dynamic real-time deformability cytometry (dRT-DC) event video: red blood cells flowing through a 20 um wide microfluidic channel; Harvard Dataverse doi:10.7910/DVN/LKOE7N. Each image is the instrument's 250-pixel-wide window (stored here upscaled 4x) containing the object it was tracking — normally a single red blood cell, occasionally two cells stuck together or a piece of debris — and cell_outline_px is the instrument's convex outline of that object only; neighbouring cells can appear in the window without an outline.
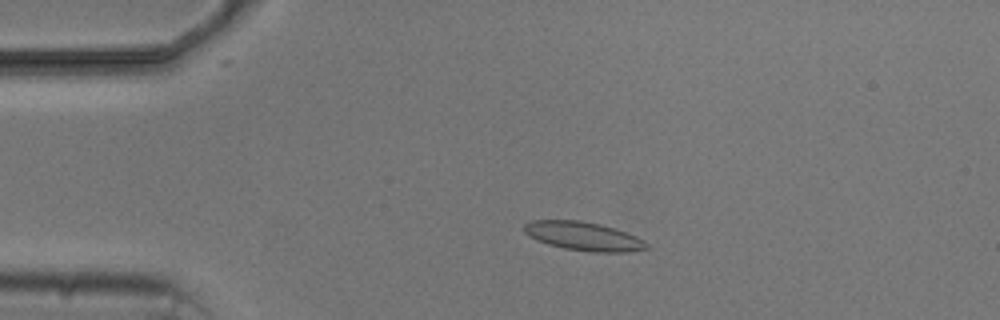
{"species": "common noctule bat (a hibernating species)", "species_latin": "Nyctalus noctula", "temperature_condition": "cold", "stored_images_in_passage": 3, "camera_frame_rate_fps": 3000, "um_per_image_px": 0.085, "animal": {"sex": "male", "body_mass_g": 20.5, "forearm_length_mm": 52.5}, "frame": {"image": 1, "passage_image": 3, "time_ms": 2.333, "image_size_px": [1000, 320], "cell_outline_px": [[652, 248], [628, 252], [592, 252], [564, 248], [548, 244], [536, 240], [528, 236], [524, 232], [524, 224], [532, 220], [580, 220], [600, 224], [636, 236], [644, 240]], "centroid_in_image_um": [49.6, 20.08], "position_along_channel_um": 35.4, "area_um2": 20.52}}